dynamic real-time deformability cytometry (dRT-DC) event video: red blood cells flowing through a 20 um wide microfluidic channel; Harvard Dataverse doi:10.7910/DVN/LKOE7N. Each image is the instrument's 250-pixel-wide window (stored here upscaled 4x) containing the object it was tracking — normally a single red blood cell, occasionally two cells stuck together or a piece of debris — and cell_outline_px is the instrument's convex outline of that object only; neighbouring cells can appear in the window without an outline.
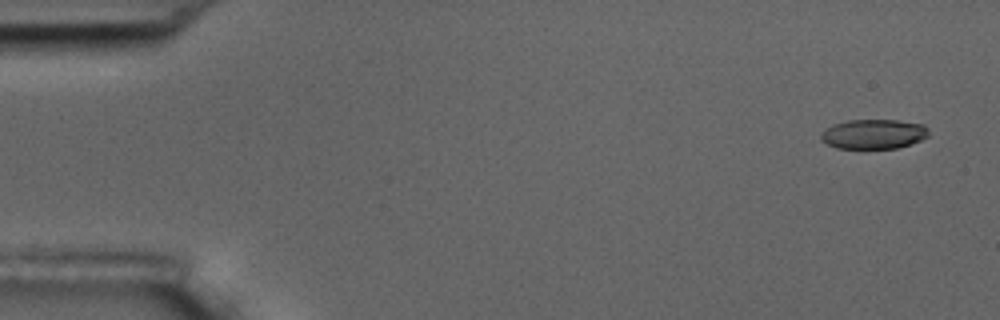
{"species": "common noctule bat (a hibernating species)", "species_latin": "Nyctalus noctula", "temperature_condition": "room temperature", "stored_images_in_passage": 5, "camera_frame_rate_fps": 3000, "um_per_image_px": 0.085, "animal": {"sex": "male", "body_mass_g": 17.5, "forearm_length_mm": 52.3}, "frame": {"image": 1, "passage_image": 1, "time_ms": 0.0, "image_size_px": [1000, 320], "cell_outline_px": [[928, 136], [920, 140], [896, 148], [836, 148], [820, 140], [820, 136], [832, 124], [848, 120], [900, 120], [924, 124], [928, 128]], "centroid_in_image_um": [74.27, 11.38], "position_along_channel_um": 10.7, "area_um2": 18.5}}
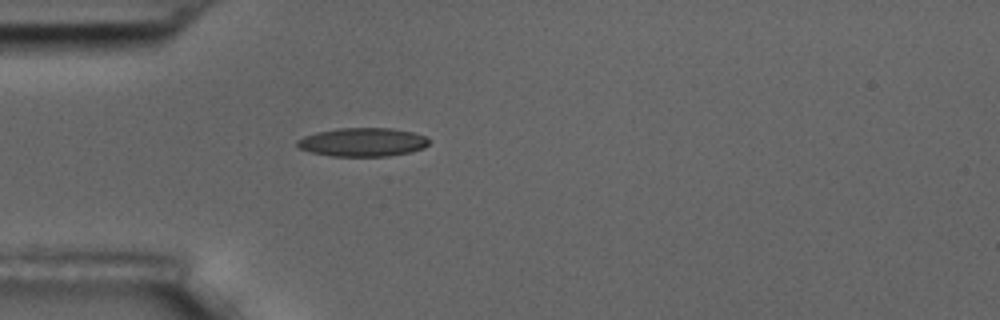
{"frame": {"image": 2, "passage_image": 5, "time_ms": 4.667, "image_size_px": [1000, 320], "cell_outline_px": [[428, 144], [424, 148], [412, 152], [388, 156], [332, 156], [312, 152], [300, 148], [296, 144], [296, 140], [304, 136], [316, 132], [336, 128], [392, 128], [412, 132], [424, 136], [428, 140]], "centroid_in_image_um": [30.82, 12.08], "position_along_channel_um": 54.2, "area_um2": 21.96}}